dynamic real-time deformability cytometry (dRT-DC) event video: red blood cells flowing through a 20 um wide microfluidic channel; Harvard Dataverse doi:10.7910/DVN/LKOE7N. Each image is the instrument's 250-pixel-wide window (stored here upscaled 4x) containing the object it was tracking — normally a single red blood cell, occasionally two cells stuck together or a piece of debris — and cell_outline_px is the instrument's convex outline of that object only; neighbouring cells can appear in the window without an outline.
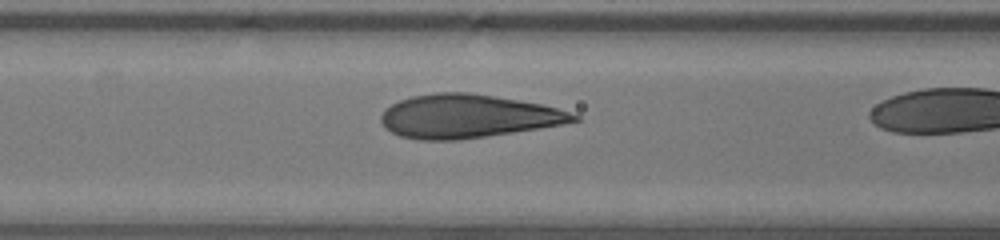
{"species": "human", "species_latin": "Homo sapiens", "temperature_condition": "warm", "stored_images_in_passage": 33, "camera_frame_rate_fps": 3000, "um_per_image_px": 0.085, "donor": {"sex": "male"}, "frame": {"image": 1, "passage_image": 14, "time_ms": 4.333, "image_size_px": [1000, 240], "cell_outline_px": [[580, 120], [564, 124], [460, 140], [420, 140], [400, 136], [384, 128], [380, 120], [380, 116], [384, 108], [400, 100], [412, 96], [436, 92], [468, 92], [540, 104], [556, 108], [580, 116]], "centroid_in_image_um": [39.7, 9.88], "position_along_channel_um": 126.9, "area_um2": 48.55}}
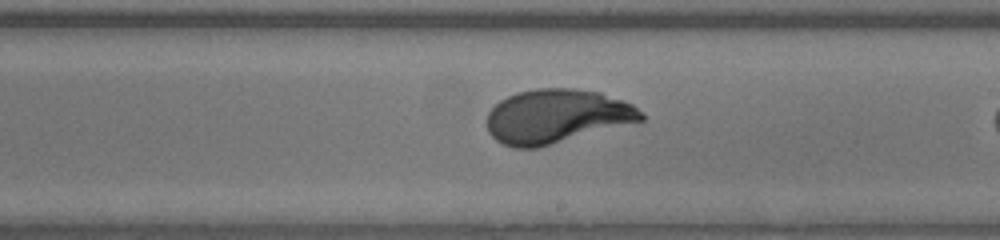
{"frame": {"image": 2, "passage_image": 22, "time_ms": 7.0, "image_size_px": [1000, 240], "cell_outline_px": [[644, 120], [540, 148], [512, 148], [496, 140], [488, 132], [488, 112], [500, 100], [516, 92], [536, 88], [572, 88], [600, 92], [632, 104], [644, 116]], "centroid_in_image_um": [47.3, 9.89], "position_along_channel_um": 241.7, "area_um2": 48.55}}
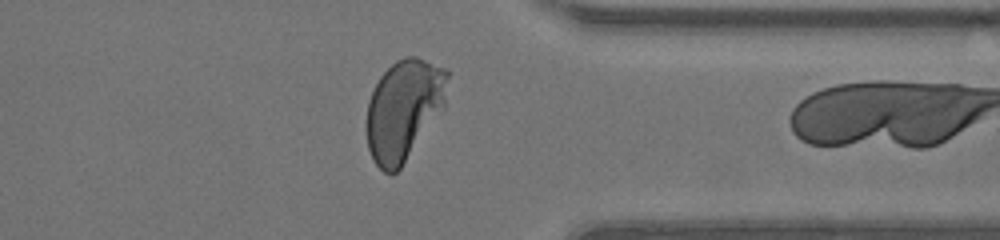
{"frame": {"image": 3, "passage_image": 32, "time_ms": 10.333, "image_size_px": [1000, 240], "cell_outline_px": [[448, 76], [444, 104], [400, 168], [396, 172], [384, 172], [372, 160], [368, 148], [364, 128], [368, 100], [380, 76], [396, 60], [404, 56], [416, 56], [448, 68]], "centroid_in_image_um": [34.27, 9.28], "position_along_channel_um": 377.1, "area_um2": 47.16}}